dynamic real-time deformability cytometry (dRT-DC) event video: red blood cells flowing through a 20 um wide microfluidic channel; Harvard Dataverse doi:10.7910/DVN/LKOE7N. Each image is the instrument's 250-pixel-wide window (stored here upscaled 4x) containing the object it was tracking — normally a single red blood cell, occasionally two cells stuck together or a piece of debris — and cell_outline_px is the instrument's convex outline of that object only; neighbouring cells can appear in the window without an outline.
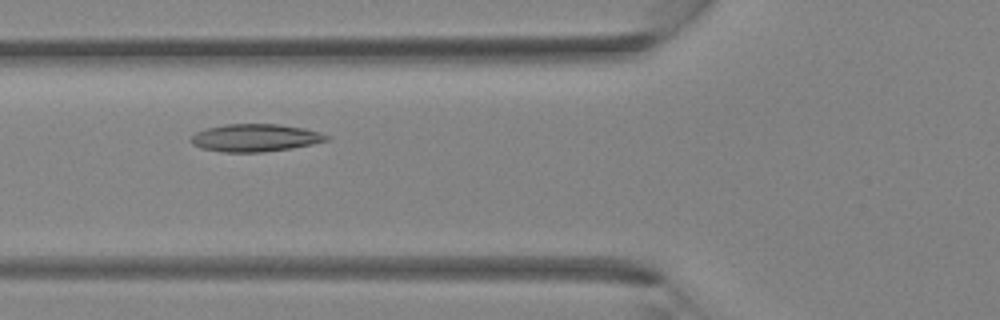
{"species": "Egyptian fruit bat (a non-hibernating species)", "species_latin": "Rousettus aegyptiacus", "temperature_condition": "room temperature", "stored_images_in_passage": 36, "camera_frame_rate_fps": 3000, "um_per_image_px": 0.085, "animal": {"sex": "female"}, "frame": {"image": 1, "passage_image": 13, "time_ms": 4.0, "image_size_px": [1000, 320], "cell_outline_px": [[332, 136], [328, 140], [312, 144], [292, 148], [260, 152], [224, 152], [204, 148], [192, 144], [188, 140], [196, 132], [208, 128], [224, 124], [276, 124], [304, 128], [320, 132]], "centroid_in_image_um": [21.72, 11.71], "position_along_channel_um": 104.1, "area_um2": 21.73}}
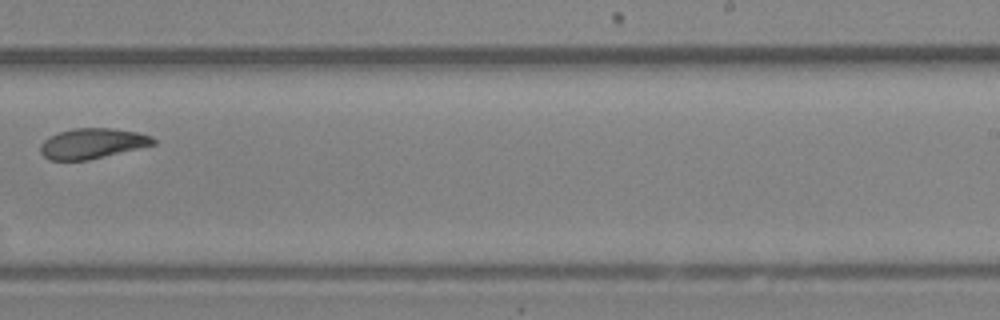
{"frame": {"image": 2, "passage_image": 23, "time_ms": 7.333, "image_size_px": [1000, 320], "cell_outline_px": [[156, 144], [88, 160], [48, 160], [40, 152], [40, 144], [48, 136], [72, 128], [112, 128], [136, 132], [152, 136], [156, 140]], "centroid_in_image_um": [7.83, 12.19], "position_along_channel_um": 281.2, "area_um2": 19.94}}
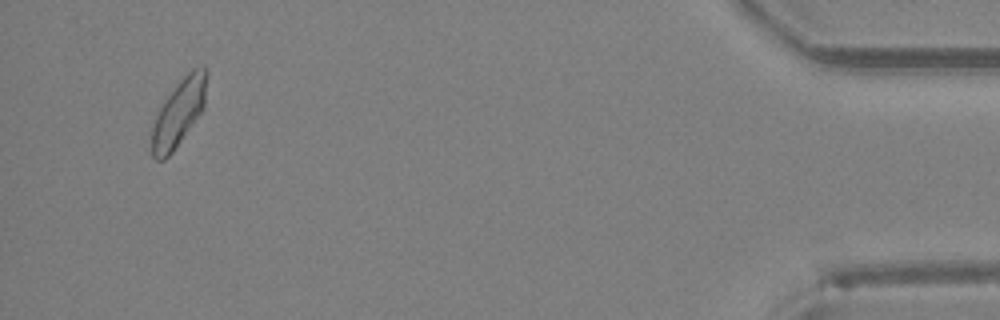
{"frame": {"image": 3, "passage_image": 35, "time_ms": 11.333, "image_size_px": [1000, 320], "cell_outline_px": [[208, 72], [204, 108], [172, 152], [164, 160], [156, 160], [152, 156], [152, 124], [156, 108], [176, 84], [192, 68], [204, 64], [208, 68]], "centroid_in_image_um": [15.19, 9.51], "position_along_channel_um": 420.0, "area_um2": 21.85}}